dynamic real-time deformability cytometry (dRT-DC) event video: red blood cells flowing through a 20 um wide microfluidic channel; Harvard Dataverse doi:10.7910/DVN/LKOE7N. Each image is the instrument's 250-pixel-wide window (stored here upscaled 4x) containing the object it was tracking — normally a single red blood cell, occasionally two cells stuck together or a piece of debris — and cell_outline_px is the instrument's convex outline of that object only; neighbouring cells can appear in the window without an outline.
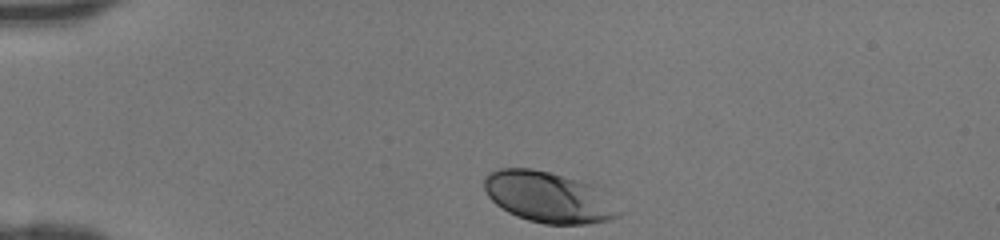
{"species": "human", "species_latin": "Homo sapiens", "temperature_condition": "room temperature", "stored_images_in_passage": 30, "camera_frame_rate_fps": 3000, "um_per_image_px": 0.085, "donor": {"sex": "female"}, "frame": {"image": 1, "passage_image": 1, "time_ms": 0.0, "image_size_px": [1000, 240], "cell_outline_px": [[624, 212], [620, 216], [612, 220], [588, 224], [544, 224], [528, 220], [516, 216], [508, 212], [496, 204], [488, 196], [484, 188], [484, 176], [488, 172], [496, 168], [532, 168], [600, 184], [604, 188]], "centroid_in_image_um": [46.74, 16.74], "position_along_channel_um": 38.3, "area_um2": 41.27}}
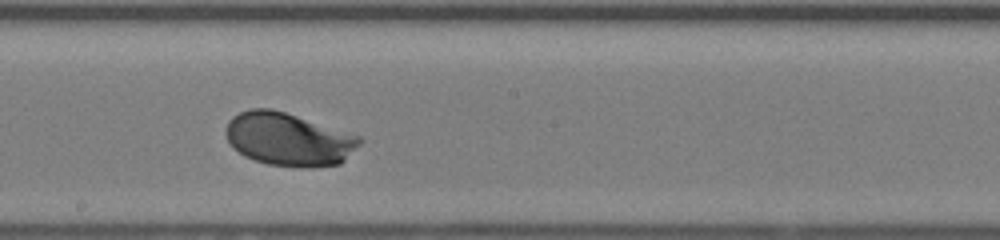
{"frame": {"image": 2, "passage_image": 17, "time_ms": 5.333, "image_size_px": [1000, 240], "cell_outline_px": [[364, 140], [340, 164], [312, 168], [300, 168], [268, 164], [244, 156], [228, 140], [224, 132], [224, 128], [228, 120], [232, 116], [248, 108], [272, 108], [360, 136]], "centroid_in_image_um": [24.52, 11.84], "position_along_channel_um": 223.7, "area_um2": 41.44}}
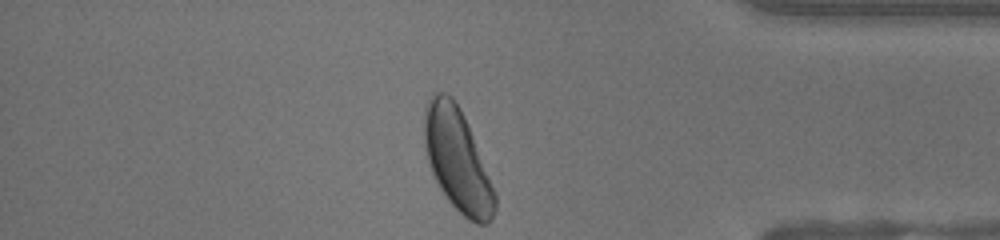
{"frame": {"image": 3, "passage_image": 30, "time_ms": 9.667, "image_size_px": [1000, 240], "cell_outline_px": [[496, 208], [492, 220], [488, 224], [476, 224], [468, 220], [448, 200], [440, 188], [432, 172], [424, 148], [424, 108], [432, 92], [444, 92], [452, 96], [460, 108], [464, 116], [496, 192]], "centroid_in_image_um": [38.88, 13.59], "position_along_channel_um": 396.3, "area_um2": 42.14}}